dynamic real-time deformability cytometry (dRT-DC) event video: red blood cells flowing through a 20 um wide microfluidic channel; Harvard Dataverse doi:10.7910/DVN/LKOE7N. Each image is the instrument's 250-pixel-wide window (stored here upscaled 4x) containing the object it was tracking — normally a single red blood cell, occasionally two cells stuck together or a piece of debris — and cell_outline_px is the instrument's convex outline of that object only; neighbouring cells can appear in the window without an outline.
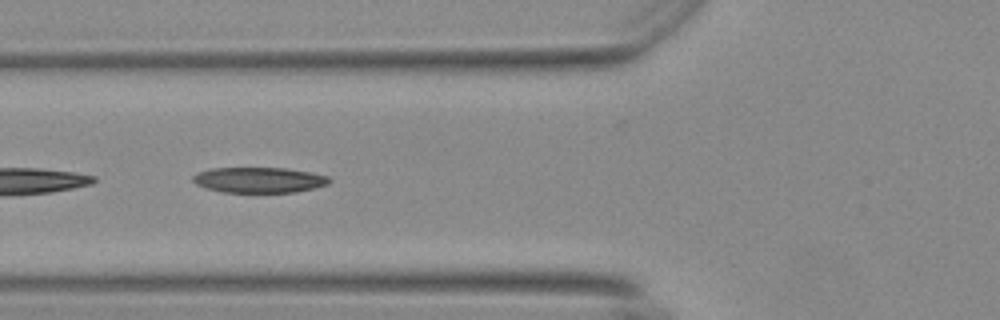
{"species": "Egyptian fruit bat (a non-hibernating species)", "species_latin": "Rousettus aegyptiacus", "temperature_condition": "warm", "stored_images_in_passage": 38, "segment_of_instrument_passage": [2, 2], "camera_frame_rate_fps": 3000, "um_per_image_px": 0.085, "animal": {"sex": "female"}, "frame": {"image": 1, "passage_image": 21, "time_ms": 6.667, "image_size_px": [1000, 320], "cell_outline_px": [[332, 180], [328, 184], [296, 192], [220, 192], [196, 184], [192, 180], [192, 176], [200, 172], [212, 168], [284, 168], [312, 172], [328, 176]], "centroid_in_image_um": [22.04, 15.29], "position_along_channel_um": 103.8, "area_um2": 20.17}}
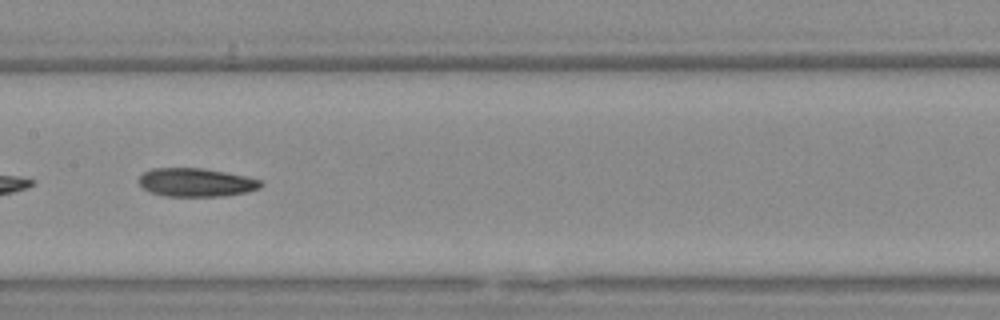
{"frame": {"image": 2, "passage_image": 28, "time_ms": 9.0, "image_size_px": [1000, 320], "cell_outline_px": [[264, 184], [260, 188], [228, 196], [164, 196], [152, 192], [144, 188], [136, 180], [144, 172], [152, 168], [204, 168], [244, 176], [260, 180]], "centroid_in_image_um": [16.65, 15.5], "position_along_channel_um": 190.7, "area_um2": 20.17}}